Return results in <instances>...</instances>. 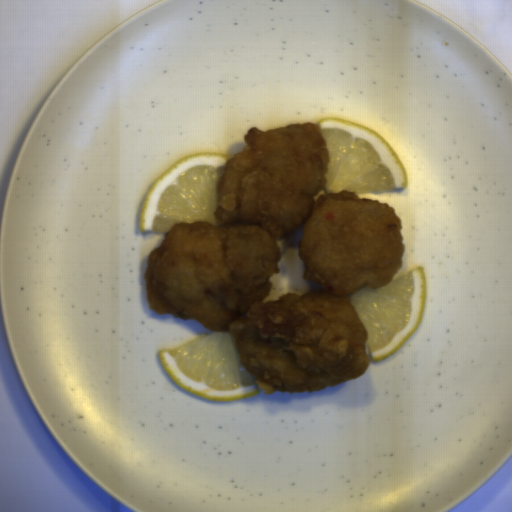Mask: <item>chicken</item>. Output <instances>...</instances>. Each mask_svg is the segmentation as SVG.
<instances>
[{"label":"chicken","instance_id":"ae283196","mask_svg":"<svg viewBox=\"0 0 512 512\" xmlns=\"http://www.w3.org/2000/svg\"><path fill=\"white\" fill-rule=\"evenodd\" d=\"M243 140L215 182L218 224L174 223L148 253V307L229 331L265 395L359 379L370 366L369 332L352 295L387 286L403 268V220L355 191L318 196L331 155L317 124L252 126ZM300 226L303 276L322 288L262 304L279 272L277 242Z\"/></svg>","mask_w":512,"mask_h":512}]
</instances>
